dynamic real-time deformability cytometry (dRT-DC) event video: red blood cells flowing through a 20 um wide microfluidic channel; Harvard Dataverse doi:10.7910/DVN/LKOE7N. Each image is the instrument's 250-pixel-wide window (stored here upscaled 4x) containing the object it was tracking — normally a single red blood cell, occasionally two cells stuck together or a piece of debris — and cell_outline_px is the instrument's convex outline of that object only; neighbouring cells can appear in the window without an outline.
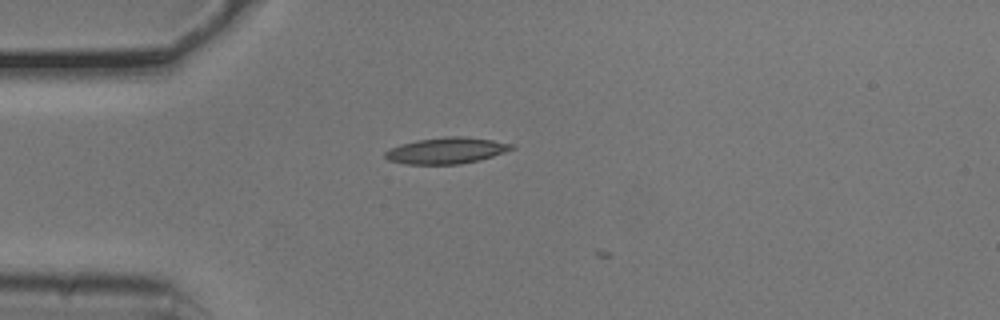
{"species": "common noctule bat (a hibernating species)", "species_latin": "Nyctalus noctula", "temperature_condition": "cold", "stored_images_in_passage": 3, "camera_frame_rate_fps": 3000, "um_per_image_px": 0.085, "animal": {"sex": "male", "body_mass_g": 20.5, "forearm_length_mm": 52.5}, "frame": {"image": 1, "passage_image": 1, "time_ms": 0.0, "image_size_px": [1000, 320], "cell_outline_px": [[516, 148], [480, 160], [460, 164], [404, 164], [388, 160], [384, 156], [384, 152], [400, 144], [416, 140], [444, 136], [464, 136], [492, 140], [516, 144]], "centroid_in_image_um": [37.96, 12.79], "position_along_channel_um": 47.0, "area_um2": 19.48}}